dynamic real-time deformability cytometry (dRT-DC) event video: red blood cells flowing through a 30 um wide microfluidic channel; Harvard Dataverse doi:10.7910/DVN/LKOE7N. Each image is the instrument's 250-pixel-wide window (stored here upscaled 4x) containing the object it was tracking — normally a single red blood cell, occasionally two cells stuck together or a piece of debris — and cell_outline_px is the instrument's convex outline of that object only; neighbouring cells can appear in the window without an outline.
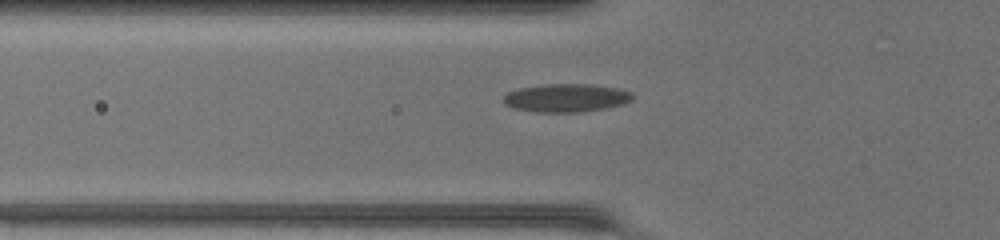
{"species": "common noctule bat (a hibernating species)", "species_latin": "Nyctalus noctula", "temperature_condition": "warm", "stored_images_in_passage": 35, "camera_frame_rate_fps": 3000, "um_per_image_px": 0.085, "animal": {"sex": "female", "body_mass_g": 17.0, "forearm_length_mm": 48.0}, "frame": {"image": 1, "passage_image": 6, "time_ms": 1.667, "image_size_px": [1000, 240], "cell_outline_px": [[632, 100], [624, 104], [604, 108], [580, 112], [536, 112], [516, 108], [504, 104], [500, 100], [508, 92], [520, 88], [544, 84], [588, 84], [616, 88], [632, 92]], "centroid_in_image_um": [48.1, 8.32], "position_along_channel_um": 77.7, "area_um2": 21.15}}
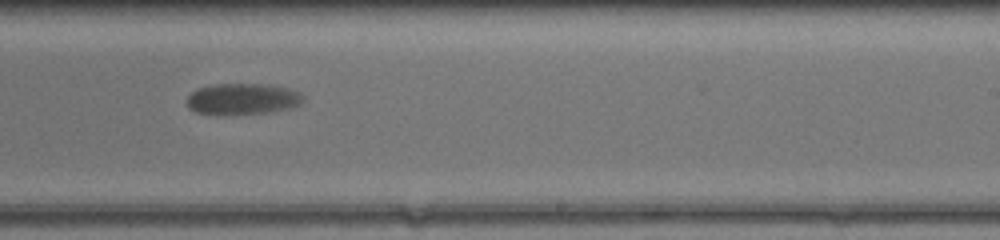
{"frame": {"image": 2, "passage_image": 20, "time_ms": 6.333, "image_size_px": [1000, 240], "cell_outline_px": [[304, 100], [300, 104], [288, 108], [268, 112], [196, 112], [188, 108], [188, 96], [196, 88], [216, 84], [268, 84], [288, 88], [300, 92], [304, 96]], "centroid_in_image_um": [20.66, 8.36], "position_along_channel_um": 268.3, "area_um2": 20.4}}
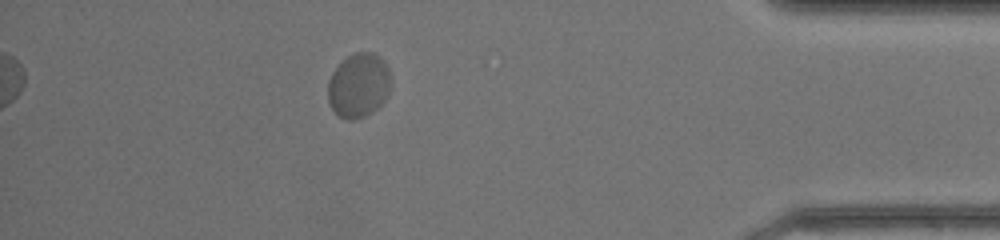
{"frame": {"image": 3, "passage_image": 33, "time_ms": 10.667, "image_size_px": [1000, 240], "cell_outline_px": [[392, 80], [388, 92], [384, 100], [372, 112], [364, 116], [352, 120], [348, 120], [340, 116], [332, 108], [328, 100], [328, 80], [332, 72], [348, 56], [356, 52], [372, 52], [384, 60], [392, 76]], "centroid_in_image_um": [30.5, 7.24], "position_along_channel_um": 404.7, "area_um2": 23.52}}